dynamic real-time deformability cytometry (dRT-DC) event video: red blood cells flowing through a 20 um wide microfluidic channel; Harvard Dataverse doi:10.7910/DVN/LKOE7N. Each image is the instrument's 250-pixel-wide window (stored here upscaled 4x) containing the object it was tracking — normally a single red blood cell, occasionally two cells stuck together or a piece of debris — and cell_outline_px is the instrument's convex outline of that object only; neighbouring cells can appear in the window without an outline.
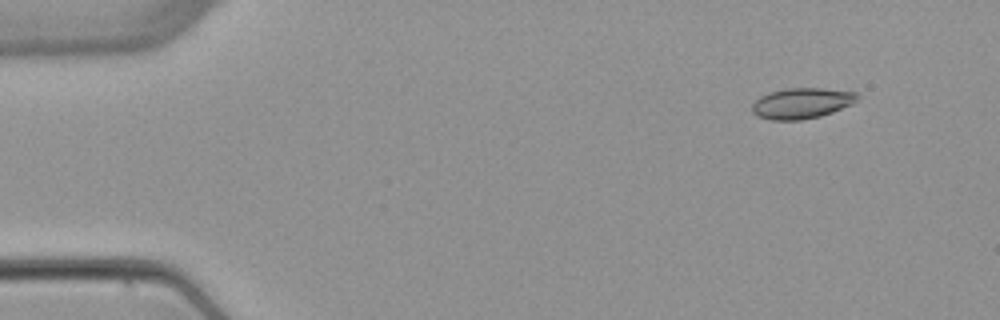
{"species": "common noctule bat (a hibernating species)", "species_latin": "Nyctalus noctula", "temperature_condition": "warm", "stored_images_in_passage": 4, "camera_frame_rate_fps": 3000, "um_per_image_px": 0.085, "animal": {"sex": "female", "body_mass_g": 22.7, "forearm_length_mm": 54.2}, "frame": {"image": 1, "passage_image": 1, "time_ms": 0.0, "image_size_px": [1000, 320], "cell_outline_px": [[860, 96], [852, 104], [832, 112], [820, 116], [800, 120], [768, 120], [756, 116], [752, 112], [752, 104], [760, 96], [768, 92], [784, 88], [820, 88], [856, 92]], "centroid_in_image_um": [68.11, 8.77], "position_along_channel_um": 16.9, "area_um2": 18.96}}
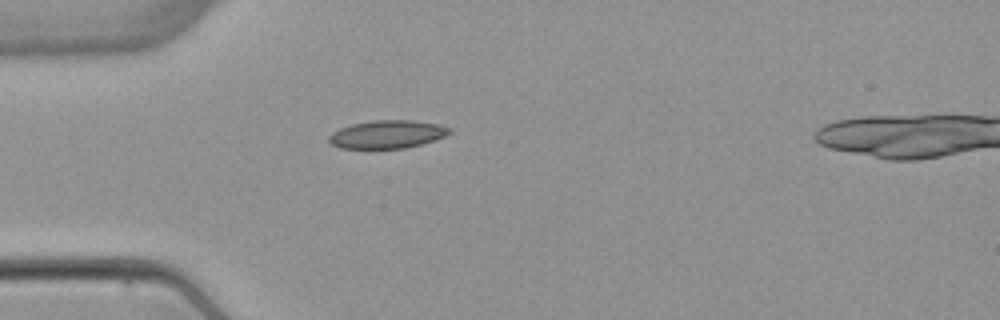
{"frame": {"image": 2, "passage_image": 4, "time_ms": 3.333, "image_size_px": [1000, 320], "cell_outline_px": [[452, 132], [444, 136], [420, 144], [404, 148], [340, 148], [332, 144], [328, 140], [328, 136], [332, 132], [340, 128], [352, 124], [376, 120], [412, 120], [436, 124], [452, 128]], "centroid_in_image_um": [32.89, 11.41], "position_along_channel_um": 52.1, "area_um2": 19.48}}